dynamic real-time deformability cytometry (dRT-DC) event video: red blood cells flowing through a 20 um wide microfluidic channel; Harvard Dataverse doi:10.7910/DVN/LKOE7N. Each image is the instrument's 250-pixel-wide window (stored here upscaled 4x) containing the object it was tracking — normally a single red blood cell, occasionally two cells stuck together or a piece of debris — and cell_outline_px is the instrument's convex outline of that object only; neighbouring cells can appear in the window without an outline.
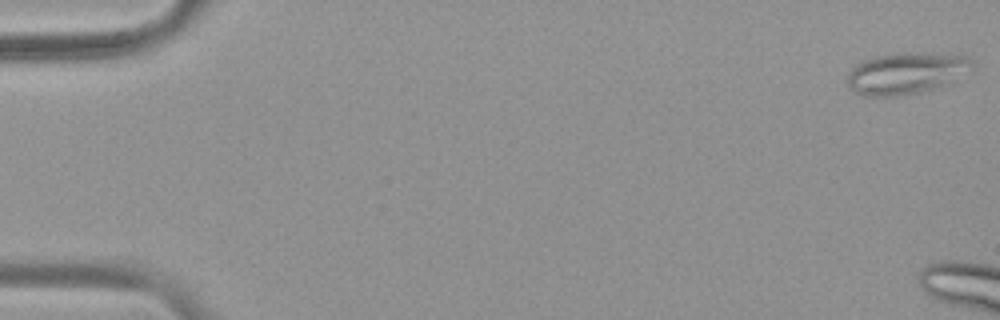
{"species": "common noctule bat (a hibernating species)", "species_latin": "Nyctalus noctula", "temperature_condition": "warm", "stored_images_in_passage": 15, "camera_frame_rate_fps": 3000, "um_per_image_px": 0.085, "animal": {"sex": "female", "body_mass_g": 19.9}, "frame": {"image": 1, "passage_image": 1, "time_ms": 0.0, "image_size_px": [1000, 320], "cell_outline_px": [[972, 64], [956, 84], [900, 96], [864, 96], [856, 92], [848, 84], [848, 72], [856, 64], [864, 60], [876, 56], [892, 52], [924, 52], [968, 56], [972, 60]], "centroid_in_image_um": [77.07, 6.22], "position_along_channel_um": 7.9, "area_um2": 30.81}}